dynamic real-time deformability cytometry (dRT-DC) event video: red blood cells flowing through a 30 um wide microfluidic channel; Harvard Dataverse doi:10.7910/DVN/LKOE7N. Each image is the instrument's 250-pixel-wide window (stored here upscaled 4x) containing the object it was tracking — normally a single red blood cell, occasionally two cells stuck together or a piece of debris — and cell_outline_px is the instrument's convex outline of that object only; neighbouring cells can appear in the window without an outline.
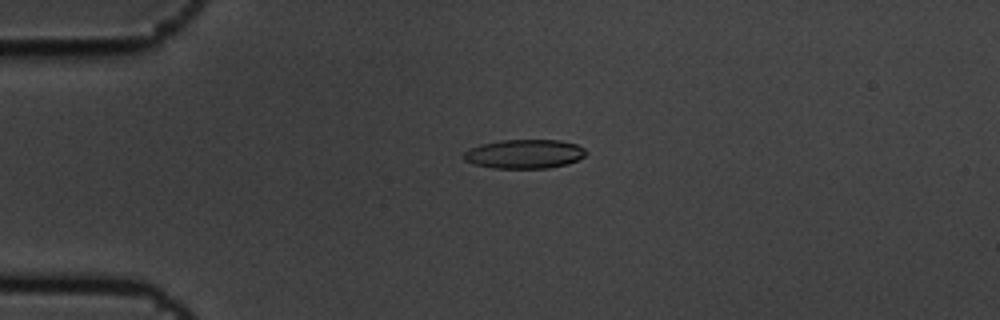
{"species": "common noctule bat (a hibernating species)", "species_latin": "Nyctalus noctula", "temperature_condition": "cold", "stored_images_in_passage": 4, "camera_frame_rate_fps": 3000, "um_per_image_px": 0.085, "animal": {"sex": "male", "body_mass_g": 19.5, "forearm_length_mm": 54.6}, "frame": {"image": 1, "passage_image": 2, "time_ms": 0.333, "image_size_px": [1000, 320], "cell_outline_px": [[588, 152], [584, 156], [568, 164], [548, 168], [492, 168], [472, 164], [464, 160], [464, 152], [480, 144], [500, 140], [560, 140], [576, 144], [584, 148]], "centroid_in_image_um": [44.58, 13.09], "position_along_channel_um": 40.4, "area_um2": 20.75}}
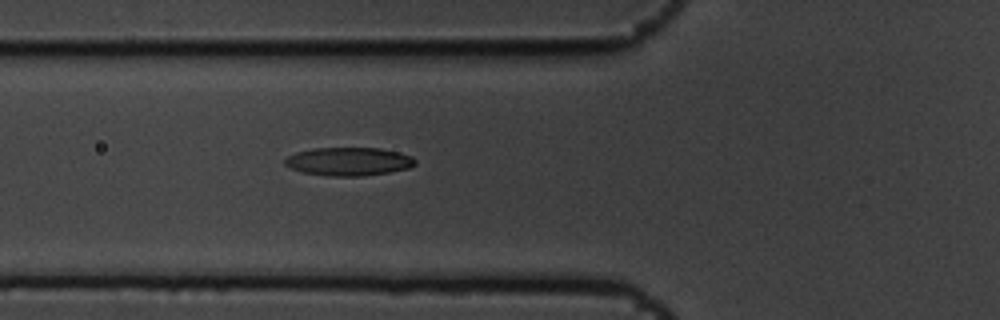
{"frame": {"image": 2, "passage_image": 4, "time_ms": 1.0, "image_size_px": [1000, 320], "cell_outline_px": [[416, 164], [408, 168], [388, 172], [364, 176], [328, 176], [304, 172], [292, 168], [284, 164], [284, 160], [288, 156], [296, 152], [312, 148], [380, 148], [400, 152], [412, 156], [416, 160]], "centroid_in_image_um": [29.66, 13.72], "position_along_channel_um": 96.1, "area_um2": 21.5}}